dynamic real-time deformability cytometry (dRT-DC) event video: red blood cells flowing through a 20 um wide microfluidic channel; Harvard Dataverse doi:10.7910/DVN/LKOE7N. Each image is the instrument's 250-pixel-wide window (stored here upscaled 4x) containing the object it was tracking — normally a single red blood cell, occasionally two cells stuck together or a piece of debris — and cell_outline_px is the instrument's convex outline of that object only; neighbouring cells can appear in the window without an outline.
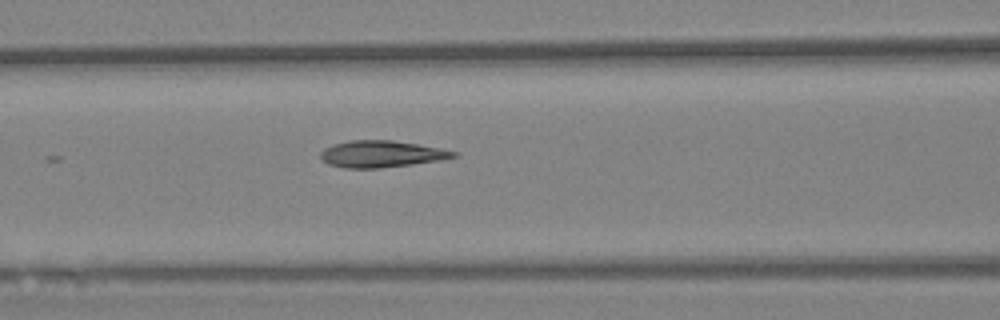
{"species": "Egyptian fruit bat (a non-hibernating species)", "species_latin": "Rousettus aegyptiacus", "temperature_condition": "warm", "stored_images_in_passage": 26, "camera_frame_rate_fps": 3000, "um_per_image_px": 0.085, "animal": {"sex": "female"}, "frame": {"image": 1, "passage_image": 6, "time_ms": 1.667, "image_size_px": [1000, 320], "cell_outline_px": [[444, 156], [424, 160], [396, 164], [344, 164], [348, 144], [404, 144], [424, 148]], "centroid_in_image_um": [32.86, 13.09], "position_along_channel_um": 133.7, "area_um2": 11.44}}
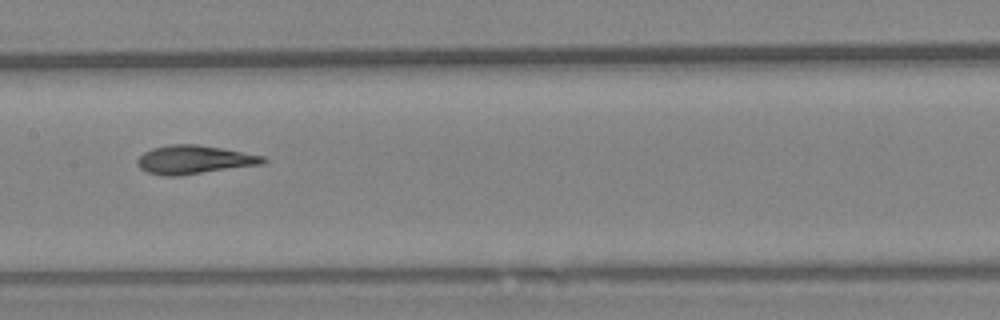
{"frame": {"image": 2, "passage_image": 11, "time_ms": 3.333, "image_size_px": [1000, 320], "cell_outline_px": [[260, 160], [188, 172], [160, 172], [172, 148], [208, 148], [232, 152]], "centroid_in_image_um": [17.09, 13.56], "position_along_channel_um": 190.3, "area_um2": 11.21}}
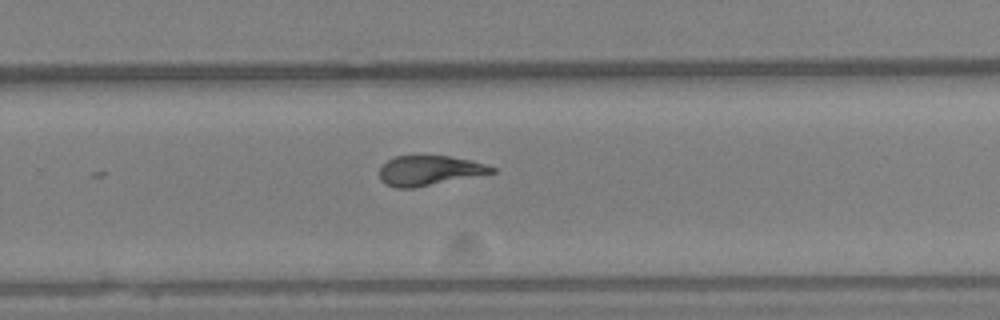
{"frame": {"image": 3, "passage_image": 20, "time_ms": 6.333, "image_size_px": [1000, 320], "cell_outline_px": [[492, 168], [488, 172], [420, 184], [396, 184], [412, 156], [428, 156], [456, 160]], "centroid_in_image_um": [37.16, 14.45], "position_along_channel_um": 292.6, "area_um2": 11.96}}